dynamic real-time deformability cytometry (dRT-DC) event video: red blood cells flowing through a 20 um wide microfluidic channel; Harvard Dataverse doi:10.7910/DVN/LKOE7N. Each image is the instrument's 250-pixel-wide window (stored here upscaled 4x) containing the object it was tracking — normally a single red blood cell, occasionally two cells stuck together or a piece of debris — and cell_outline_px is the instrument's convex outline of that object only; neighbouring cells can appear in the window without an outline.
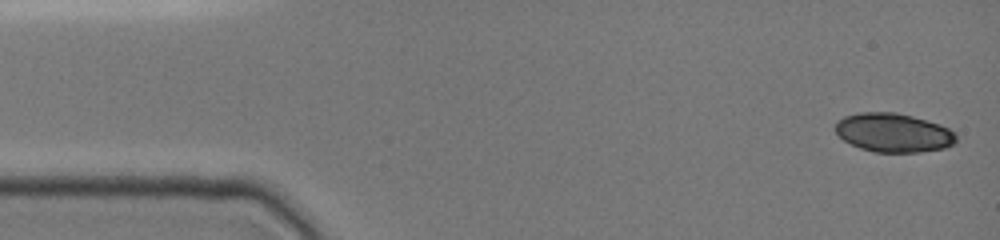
{"species": "common noctule bat (a hibernating species)", "species_latin": "Nyctalus noctula", "temperature_condition": "cold", "stored_images_in_passage": 19, "camera_frame_rate_fps": 3000, "um_per_image_px": 0.085, "animal": {"sex": "female", "body_mass_g": 19.0, "forearm_length_mm": 51.5}, "frame": {"image": 1, "passage_image": 1, "time_ms": 0.0, "image_size_px": [1000, 240], "cell_outline_px": [[956, 140], [952, 144], [944, 148], [920, 152], [876, 152], [860, 148], [844, 140], [836, 132], [836, 120], [844, 116], [860, 112], [896, 112], [912, 116], [940, 124], [948, 128], [956, 136]], "centroid_in_image_um": [75.92, 11.27], "position_along_channel_um": 9.1, "area_um2": 27.22}}